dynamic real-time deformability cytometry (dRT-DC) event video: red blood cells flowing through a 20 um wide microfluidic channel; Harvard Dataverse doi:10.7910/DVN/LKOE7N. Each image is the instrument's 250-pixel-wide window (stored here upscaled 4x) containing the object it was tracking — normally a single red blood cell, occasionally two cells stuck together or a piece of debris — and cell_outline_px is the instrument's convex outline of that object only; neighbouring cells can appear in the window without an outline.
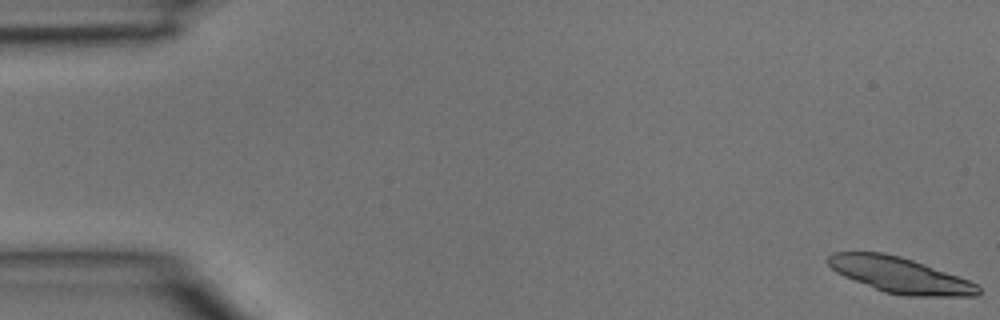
{"species": "common noctule bat (a hibernating species)", "species_latin": "Nyctalus noctula", "temperature_condition": "room temperature", "stored_images_in_passage": 4, "camera_frame_rate_fps": 3000, "um_per_image_px": 0.085, "animal": {"sex": "male", "body_mass_g": 15.6}, "frame": {"image": 1, "passage_image": 4, "time_ms": 1.0, "image_size_px": [1000, 320], "cell_outline_px": [[980, 292], [976, 296], [908, 296], [884, 292], [844, 276], [836, 272], [824, 260], [832, 252], [884, 252], [900, 256], [924, 264], [968, 280], [976, 284], [980, 288]], "centroid_in_image_um": [76.45, 23.38], "position_along_channel_um": 8.5, "area_um2": 30.92}}